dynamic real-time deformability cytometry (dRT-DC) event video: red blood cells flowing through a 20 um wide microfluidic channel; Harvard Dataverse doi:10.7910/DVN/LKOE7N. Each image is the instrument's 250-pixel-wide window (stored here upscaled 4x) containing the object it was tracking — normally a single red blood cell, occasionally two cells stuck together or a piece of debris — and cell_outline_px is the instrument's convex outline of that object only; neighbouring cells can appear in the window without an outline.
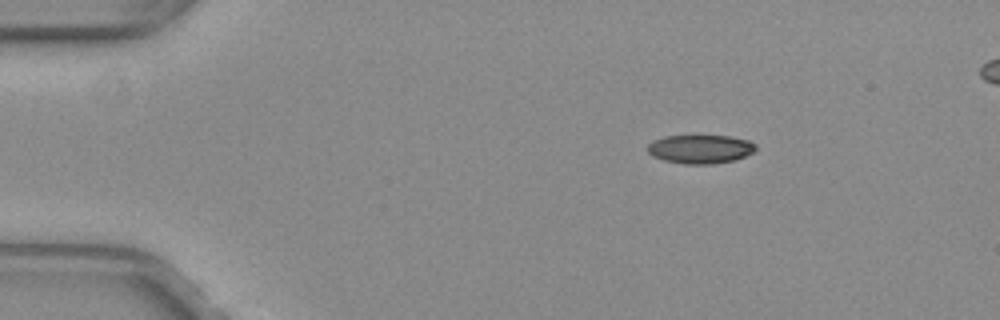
{"species": "common noctule bat (a hibernating species)", "species_latin": "Nyctalus noctula", "temperature_condition": "warm", "stored_images_in_passage": 45, "segment_of_instrument_passage": [1, 2], "camera_frame_rate_fps": 3000, "um_per_image_px": 0.085, "animal": {"sex": "female", "body_mass_g": 29.2, "forearm_length_mm": 56.3}, "frame": {"image": 1, "passage_image": 1, "time_ms": 0.0, "image_size_px": [1000, 320], "cell_outline_px": [[756, 148], [752, 152], [736, 160], [712, 164], [684, 164], [664, 160], [652, 156], [648, 152], [648, 144], [652, 140], [664, 136], [728, 136], [748, 140], [756, 144]], "centroid_in_image_um": [59.51, 12.67], "position_along_channel_um": 25.5, "area_um2": 18.09}}
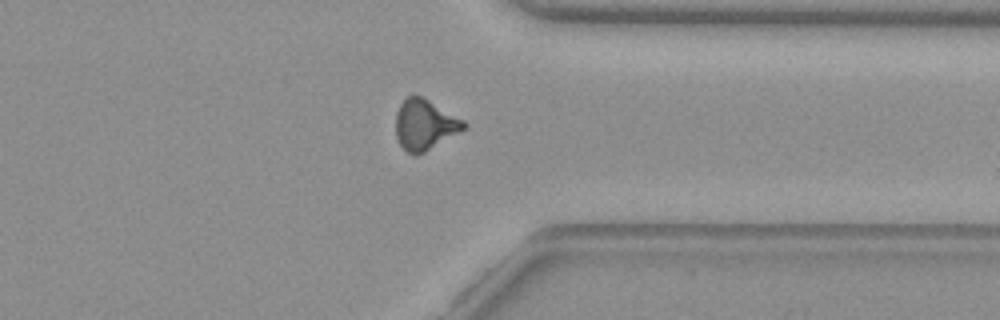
{"frame": {"image": 2, "passage_image": 33, "time_ms": 10.667, "image_size_px": [1000, 320], "cell_outline_px": [[468, 124], [464, 128], [424, 152], [416, 156], [408, 152], [400, 144], [396, 136], [396, 112], [400, 104], [408, 96], [420, 96], [428, 100], [464, 120]], "centroid_in_image_um": [36.07, 10.6], "position_along_channel_um": 375.3, "area_um2": 19.48}}
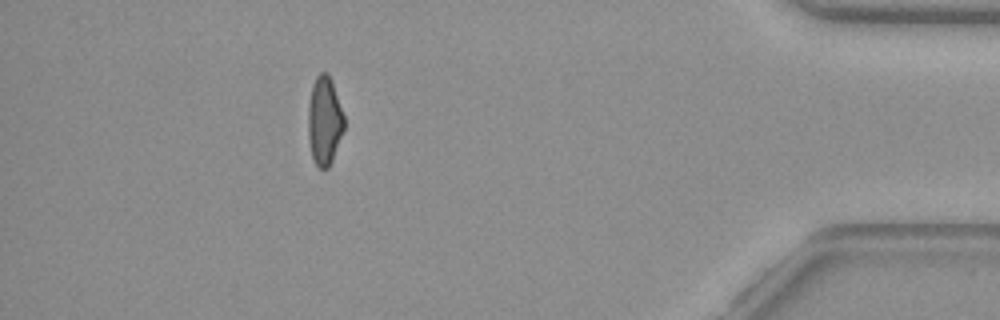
{"frame": {"image": 3, "passage_image": 39, "time_ms": 12.667, "image_size_px": [1000, 320], "cell_outline_px": [[344, 128], [332, 160], [328, 168], [320, 168], [316, 164], [312, 156], [308, 136], [308, 104], [312, 84], [316, 76], [320, 72], [328, 72], [332, 80], [344, 116]], "centroid_in_image_um": [27.57, 10.21], "position_along_channel_um": 407.6, "area_um2": 18.55}}